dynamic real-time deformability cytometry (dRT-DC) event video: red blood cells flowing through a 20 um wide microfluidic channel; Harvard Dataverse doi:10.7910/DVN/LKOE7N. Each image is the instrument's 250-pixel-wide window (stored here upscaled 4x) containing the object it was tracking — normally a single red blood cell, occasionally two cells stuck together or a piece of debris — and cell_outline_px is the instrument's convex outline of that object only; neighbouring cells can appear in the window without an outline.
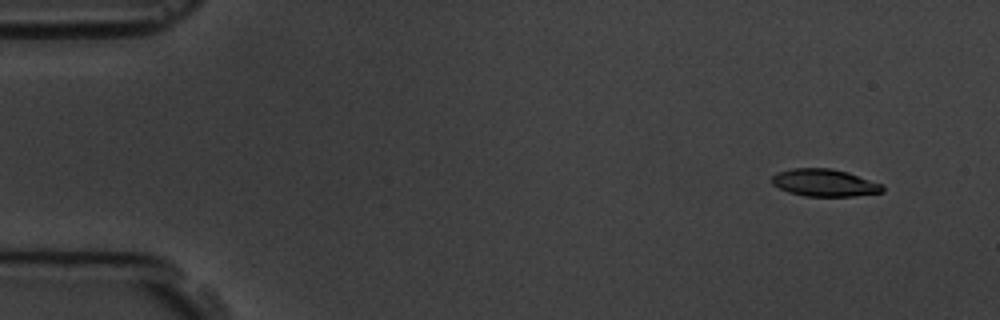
{"species": "common noctule bat (a hibernating species)", "species_latin": "Nyctalus noctula", "temperature_condition": "room temperature", "stored_images_in_passage": 9, "camera_frame_rate_fps": 3000, "um_per_image_px": 0.085, "animal": {"sex": "male", "body_mass_g": 19.5, "forearm_length_mm": 54.6}, "frame": {"image": 1, "passage_image": 1, "time_ms": 0.0, "image_size_px": [1000, 320], "cell_outline_px": [[884, 192], [852, 196], [804, 196], [788, 192], [772, 184], [772, 176], [776, 172], [792, 168], [832, 168], [848, 172], [880, 184], [884, 188]], "centroid_in_image_um": [70.04, 15.53], "position_along_channel_um": 15.0, "area_um2": 17.57}}
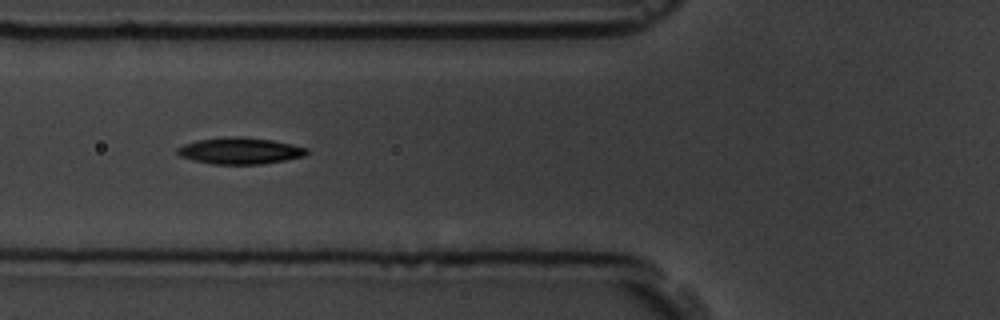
{"frame": {"image": 2, "passage_image": 6, "time_ms": 5.667, "image_size_px": [1000, 320], "cell_outline_px": [[308, 152], [304, 156], [284, 160], [260, 164], [216, 164], [196, 160], [180, 156], [176, 152], [176, 148], [184, 144], [196, 140], [232, 136], [240, 136], [272, 140], [308, 148]], "centroid_in_image_um": [20.39, 12.81], "position_along_channel_um": 105.4, "area_um2": 19.77}}
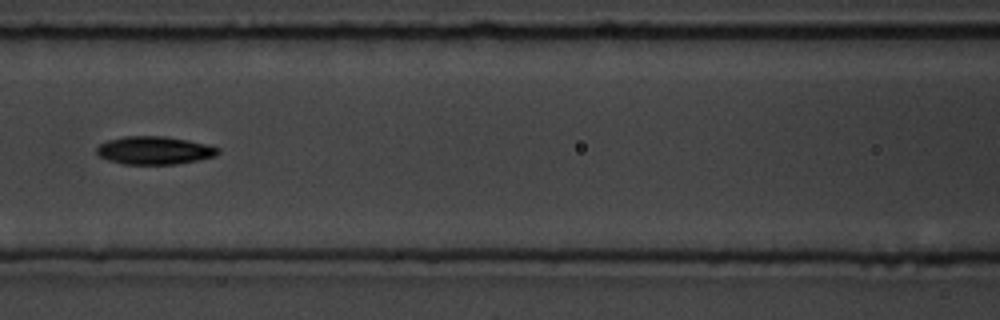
{"frame": {"image": 3, "passage_image": 7, "time_ms": 7.0, "image_size_px": [1000, 320], "cell_outline_px": [[220, 152], [216, 156], [176, 164], [124, 164], [108, 160], [100, 156], [96, 152], [96, 148], [100, 144], [108, 140], [124, 136], [164, 136], [188, 140], [208, 144], [220, 148]], "centroid_in_image_um": [13.14, 12.78], "position_along_channel_um": 153.5, "area_um2": 19.83}}